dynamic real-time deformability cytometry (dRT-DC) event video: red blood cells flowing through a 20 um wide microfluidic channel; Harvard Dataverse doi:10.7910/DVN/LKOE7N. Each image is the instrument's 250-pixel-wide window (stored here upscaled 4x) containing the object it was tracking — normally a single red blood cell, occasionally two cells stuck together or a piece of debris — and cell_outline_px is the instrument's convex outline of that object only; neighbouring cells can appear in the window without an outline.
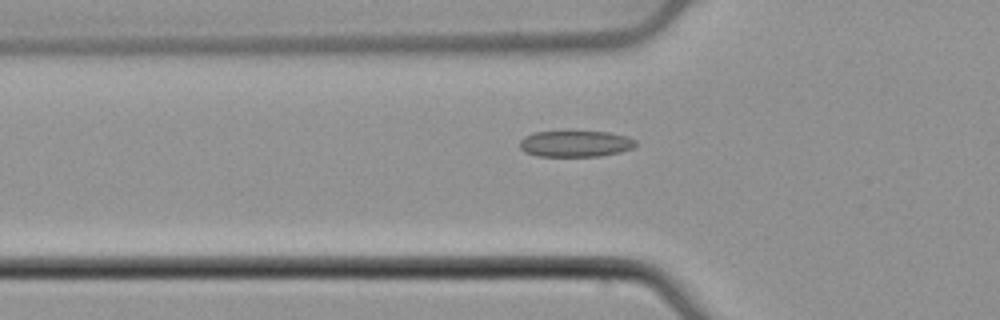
{"species": "common noctule bat (a hibernating species)", "species_latin": "Nyctalus noctula", "temperature_condition": "cold", "stored_images_in_passage": 46, "camera_frame_rate_fps": 3000, "um_per_image_px": 0.085, "animal": {"sex": "male", "body_mass_g": 21.5, "forearm_length_mm": 52.0}, "frame": {"image": 1, "passage_image": 11, "time_ms": 3.333, "image_size_px": [1000, 320], "cell_outline_px": [[636, 144], [632, 148], [620, 152], [600, 156], [536, 156], [524, 152], [520, 148], [520, 140], [524, 136], [536, 132], [568, 128], [608, 132], [628, 136], [636, 140]], "centroid_in_image_um": [48.89, 12.16], "position_along_channel_um": 76.9, "area_um2": 18.73}}
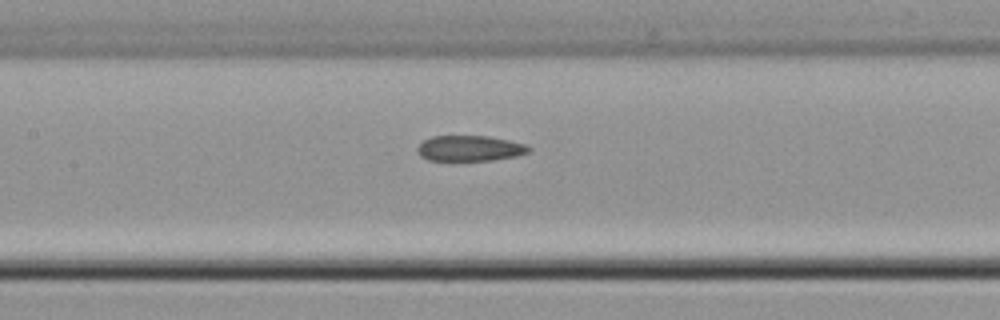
{"frame": {"image": 2, "passage_image": 18, "time_ms": 5.667, "image_size_px": [1000, 320], "cell_outline_px": [[532, 148], [528, 152], [516, 156], [492, 160], [428, 160], [420, 156], [416, 148], [424, 140], [432, 136], [488, 136], [528, 144]], "centroid_in_image_um": [39.95, 12.6], "position_along_channel_um": 167.5, "area_um2": 16.59}}
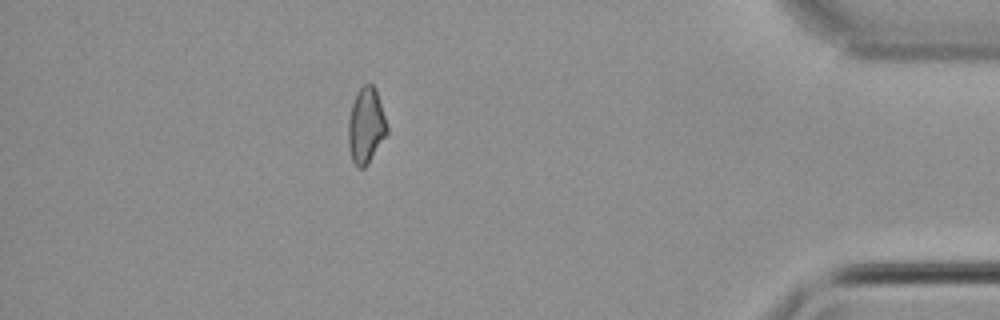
{"frame": {"image": 3, "passage_image": 40, "time_ms": 13.0, "image_size_px": [1000, 320], "cell_outline_px": [[388, 132], [368, 164], [364, 168], [360, 168], [352, 160], [348, 144], [348, 120], [352, 104], [360, 88], [364, 84], [372, 84], [376, 88], [388, 128]], "centroid_in_image_um": [31.11, 10.68], "position_along_channel_um": 404.1, "area_um2": 16.94}, "authors_computed_cell_mechanics": {"area_um2": 17.4267, "velocity_mm_per_s": 3.863, "shape_relaxation_time_tau1_ms": null, "shape_relaxation_time_tau2_ms": 5.772, "deformation_change_tau1": null, "deformation_change_tau2": 0.1288}}